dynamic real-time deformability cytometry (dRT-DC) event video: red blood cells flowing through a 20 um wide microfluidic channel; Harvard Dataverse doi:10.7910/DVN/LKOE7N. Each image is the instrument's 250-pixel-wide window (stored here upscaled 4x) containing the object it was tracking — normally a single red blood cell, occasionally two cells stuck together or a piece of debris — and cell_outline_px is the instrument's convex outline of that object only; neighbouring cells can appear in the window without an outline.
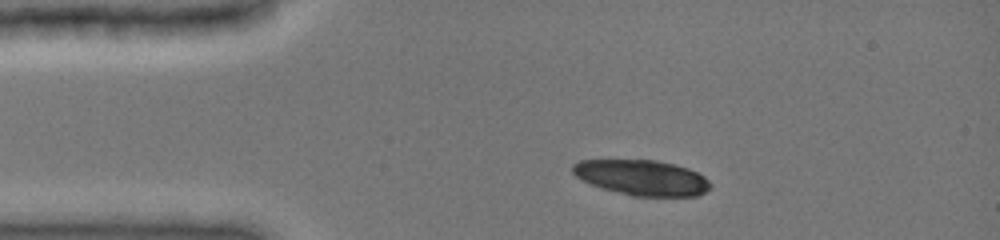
{"species": "common noctule bat (a hibernating species)", "species_latin": "Nyctalus noctula", "temperature_condition": "cold", "stored_images_in_passage": 7, "camera_frame_rate_fps": 3000, "um_per_image_px": 0.085, "animal": {"sex": "female", "body_mass_g": 19.0, "forearm_length_mm": 51.5}, "frame": {"image": 1, "passage_image": 1, "time_ms": 0.0, "image_size_px": [1000, 240], "cell_outline_px": [[712, 188], [696, 196], [632, 196], [600, 188], [576, 176], [572, 172], [572, 164], [580, 160], [656, 160], [676, 164], [688, 168], [704, 176], [712, 184]], "centroid_in_image_um": [54.58, 15.1], "position_along_channel_um": 30.4, "area_um2": 28.5}}